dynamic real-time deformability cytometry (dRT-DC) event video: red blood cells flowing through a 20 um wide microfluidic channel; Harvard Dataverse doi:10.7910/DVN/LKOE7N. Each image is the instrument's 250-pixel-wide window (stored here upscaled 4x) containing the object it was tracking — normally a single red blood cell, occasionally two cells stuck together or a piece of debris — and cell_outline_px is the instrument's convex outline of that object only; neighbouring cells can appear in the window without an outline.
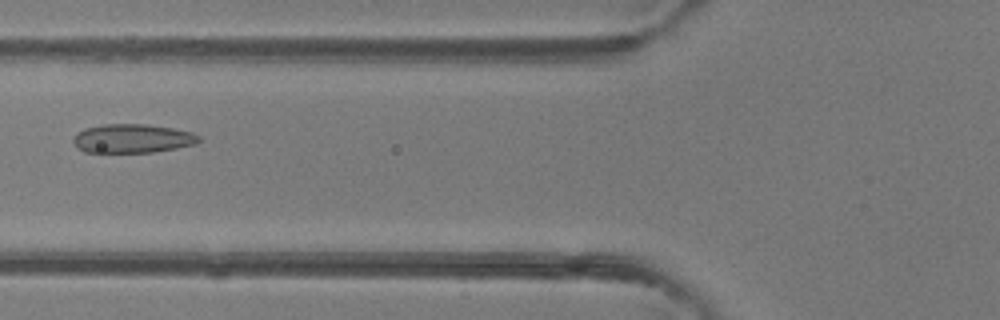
{"species": "common noctule bat (a hibernating species)", "species_latin": "Nyctalus noctula", "temperature_condition": "room temperature", "stored_images_in_passage": 48, "camera_frame_rate_fps": 3000, "um_per_image_px": 0.085, "animal": {"sex": "female"}, "frame": {"image": 1, "passage_image": 19, "time_ms": 6.0, "image_size_px": [1000, 320], "cell_outline_px": [[200, 140], [196, 144], [176, 148], [152, 152], [84, 152], [76, 148], [72, 140], [72, 136], [84, 128], [104, 124], [144, 124], [172, 128], [192, 132], [200, 136]], "centroid_in_image_um": [11.22, 11.77], "position_along_channel_um": 114.6, "area_um2": 21.21}}
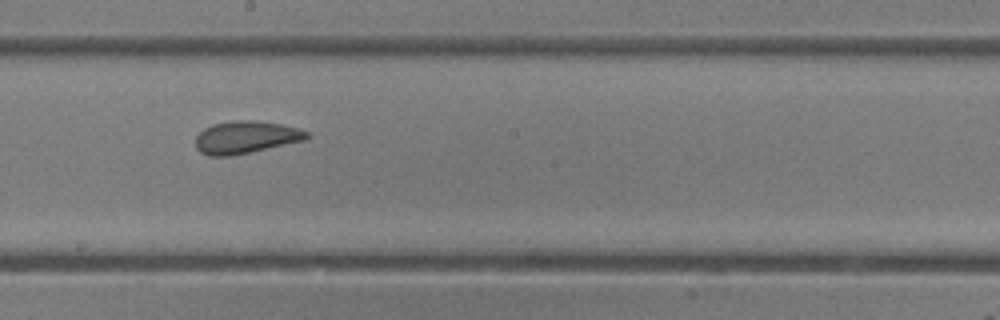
{"frame": {"image": 2, "passage_image": 27, "time_ms": 8.667, "image_size_px": [1000, 320], "cell_outline_px": [[312, 136], [304, 140], [232, 156], [208, 156], [200, 152], [196, 148], [196, 136], [204, 128], [212, 124], [236, 120], [252, 120], [280, 124], [296, 128], [308, 132]], "centroid_in_image_um": [20.86, 11.67], "position_along_channel_um": 227.3, "area_um2": 20.92}}
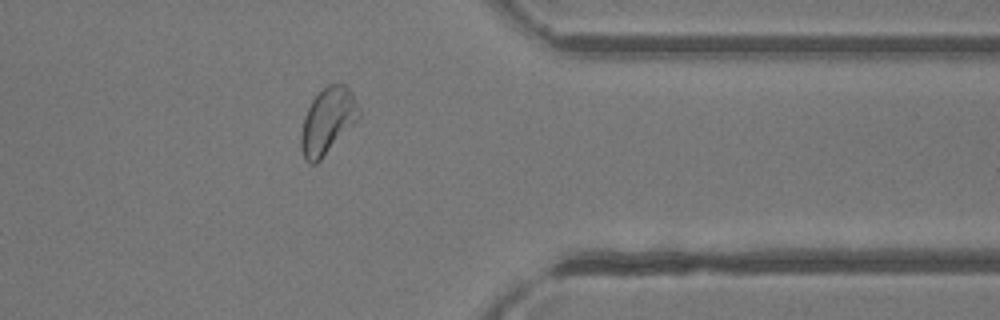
{"frame": {"image": 3, "passage_image": 39, "time_ms": 12.667, "image_size_px": [1000, 320], "cell_outline_px": [[360, 116], [320, 160], [316, 164], [308, 164], [304, 160], [300, 148], [300, 132], [304, 116], [312, 100], [328, 84], [344, 84], [352, 92], [360, 108]], "centroid_in_image_um": [27.82, 10.3], "position_along_channel_um": 383.6, "area_um2": 22.14}, "authors_computed_cell_mechanics": {"area_um2": 22.831, "velocity_mm_per_s": 4.2234, "shape_relaxation_time_tau1_ms": 5.02, "shape_relaxation_time_tau2_ms": 1.1654, "deformation_change_tau1": 0.1285, "deformation_change_tau2": 0.0657}}